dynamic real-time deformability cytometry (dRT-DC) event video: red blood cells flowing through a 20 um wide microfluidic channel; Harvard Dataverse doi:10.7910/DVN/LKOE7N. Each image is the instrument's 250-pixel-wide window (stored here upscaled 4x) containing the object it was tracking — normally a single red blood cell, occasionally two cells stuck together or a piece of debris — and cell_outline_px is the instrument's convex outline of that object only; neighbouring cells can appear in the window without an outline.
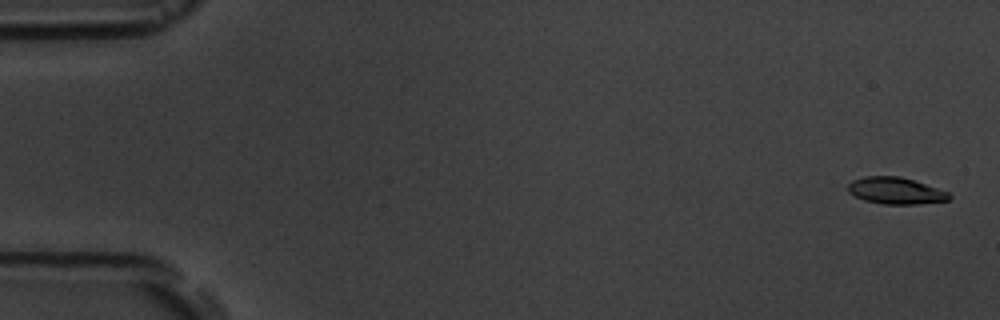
{"species": "common noctule bat (a hibernating species)", "species_latin": "Nyctalus noctula", "temperature_condition": "room temperature", "stored_images_in_passage": 6, "camera_frame_rate_fps": 3000, "um_per_image_px": 0.085, "animal": {"sex": "male", "body_mass_g": 19.5, "forearm_length_mm": 54.6}, "frame": {"image": 1, "passage_image": 1, "time_ms": 0.0, "image_size_px": [1000, 320], "cell_outline_px": [[952, 196], [948, 200], [920, 204], [880, 204], [864, 200], [848, 192], [848, 184], [852, 180], [864, 176], [900, 176], [948, 192]], "centroid_in_image_um": [76.1, 16.21], "position_along_channel_um": 8.9, "area_um2": 15.66}}
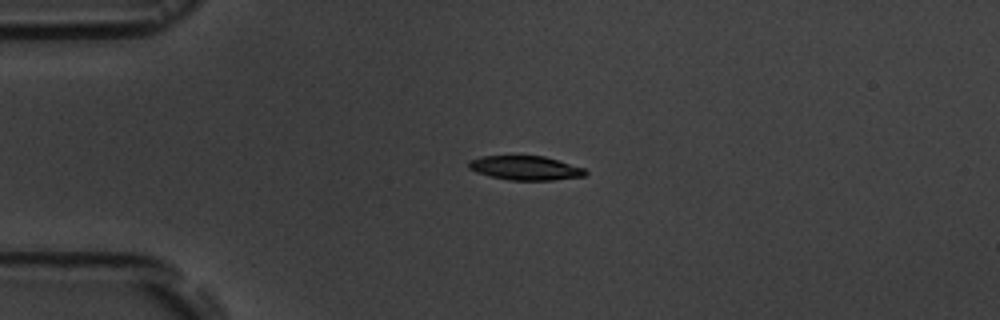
{"frame": {"image": 2, "passage_image": 4, "time_ms": 4.0, "image_size_px": [1000, 320], "cell_outline_px": [[588, 172], [584, 176], [552, 180], [508, 180], [476, 172], [468, 168], [468, 160], [480, 156], [544, 156], [584, 168]], "centroid_in_image_um": [44.63, 14.27], "position_along_channel_um": 40.4, "area_um2": 16.36}}
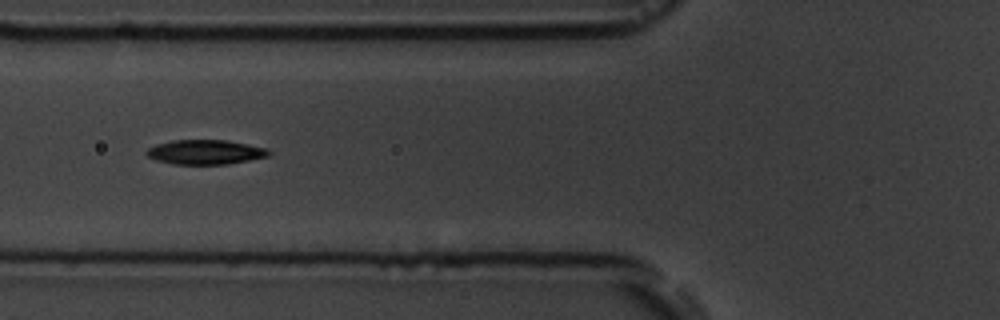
{"frame": {"image": 3, "passage_image": 6, "time_ms": 6.667, "image_size_px": [1000, 320], "cell_outline_px": [[272, 152], [268, 156], [228, 164], [172, 164], [156, 160], [148, 156], [144, 152], [148, 148], [156, 144], [172, 140], [228, 140], [268, 148]], "centroid_in_image_um": [17.45, 12.92], "position_along_channel_um": 108.3, "area_um2": 17.57}}